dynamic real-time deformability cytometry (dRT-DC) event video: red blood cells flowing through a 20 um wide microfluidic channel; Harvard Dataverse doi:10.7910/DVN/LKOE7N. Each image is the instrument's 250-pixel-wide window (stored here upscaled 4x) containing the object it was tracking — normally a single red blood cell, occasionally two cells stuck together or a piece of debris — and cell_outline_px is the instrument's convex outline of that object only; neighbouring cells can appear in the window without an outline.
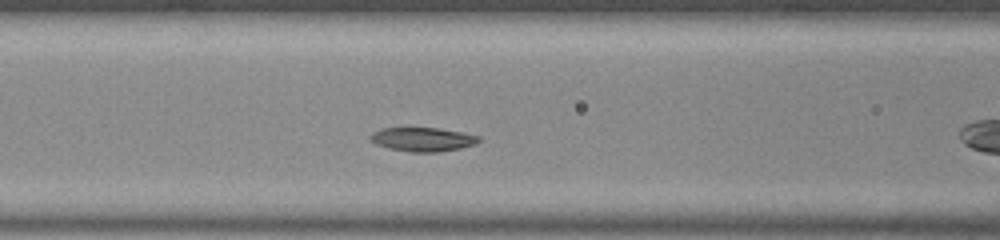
{"species": "common noctule bat (a hibernating species)", "species_latin": "Nyctalus noctula", "temperature_condition": "room temperature", "stored_images_in_passage": 39, "camera_frame_rate_fps": 3000, "um_per_image_px": 0.085, "animal": {"sex": "male", "body_mass_g": 20.0, "forearm_length_mm": 53.3}, "frame": {"image": 1, "passage_image": 6, "time_ms": 1.667, "image_size_px": [1000, 240], "cell_outline_px": [[480, 140], [476, 144], [460, 148], [440, 152], [412, 152], [388, 148], [376, 144], [368, 140], [368, 136], [372, 132], [380, 128], [440, 128], [480, 136]], "centroid_in_image_um": [35.89, 11.84], "position_along_channel_um": 130.7, "area_um2": 15.26}}
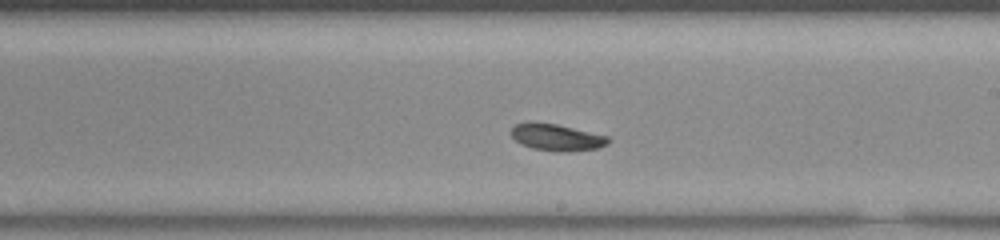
{"frame": {"image": 2, "passage_image": 15, "time_ms": 4.667, "image_size_px": [1000, 240], "cell_outline_px": [[612, 140], [608, 144], [600, 148], [568, 152], [560, 152], [532, 148], [520, 144], [512, 136], [512, 128], [516, 124], [556, 124], [608, 136]], "centroid_in_image_um": [47.41, 11.72], "position_along_channel_um": 241.6, "area_um2": 14.8}}
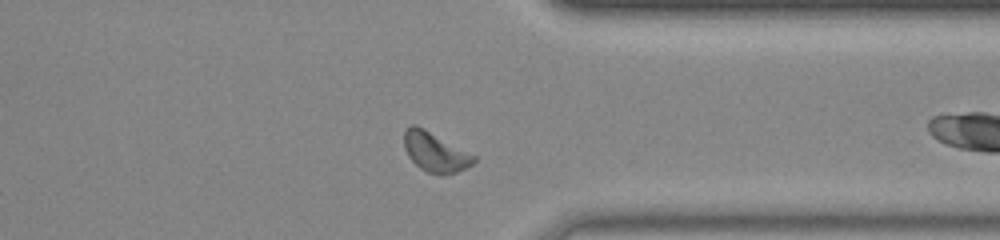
{"frame": {"image": 3, "passage_image": 26, "time_ms": 8.333, "image_size_px": [1000, 240], "cell_outline_px": [[476, 160], [472, 164], [456, 172], [444, 176], [440, 176], [428, 172], [420, 168], [408, 156], [404, 148], [404, 132], [412, 124], [416, 124], [424, 128], [476, 156]], "centroid_in_image_um": [36.98, 12.93], "position_along_channel_um": 374.4, "area_um2": 16.01}, "authors_computed_cell_mechanics": {"area_um2": 15.4326, "velocity_mm_per_s": 3.7184, "shape_relaxation_time_tau1_ms": 0.9351, "shape_relaxation_time_tau2_ms": 5.2976, "deformation_change_tau1": 0.0525, "deformation_change_tau2": 0.1065}}